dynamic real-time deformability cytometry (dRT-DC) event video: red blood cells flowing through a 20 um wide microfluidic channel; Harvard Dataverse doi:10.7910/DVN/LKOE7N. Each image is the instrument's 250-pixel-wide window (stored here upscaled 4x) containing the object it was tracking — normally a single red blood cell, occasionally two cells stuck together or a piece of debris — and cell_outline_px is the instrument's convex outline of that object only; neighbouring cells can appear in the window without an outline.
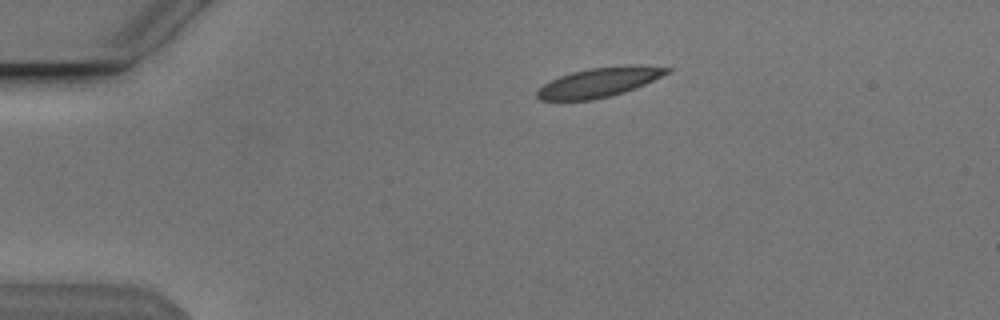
{"species": "Egyptian fruit bat (a non-hibernating species)", "species_latin": "Rousettus aegyptiacus", "temperature_condition": "cold", "stored_images_in_passage": 26, "camera_frame_rate_fps": 3000, "um_per_image_px": 0.085, "animal": {"sex": "male"}, "frame": {"image": 1, "passage_image": 2, "time_ms": 0.333, "image_size_px": [1000, 320], "cell_outline_px": [[672, 68], [668, 72], [644, 84], [624, 92], [612, 96], [592, 100], [540, 100], [536, 96], [536, 92], [544, 84], [560, 76], [572, 72], [588, 68], [624, 64], [644, 64]], "centroid_in_image_um": [50.95, 6.97], "position_along_channel_um": 34.0, "area_um2": 22.37}}
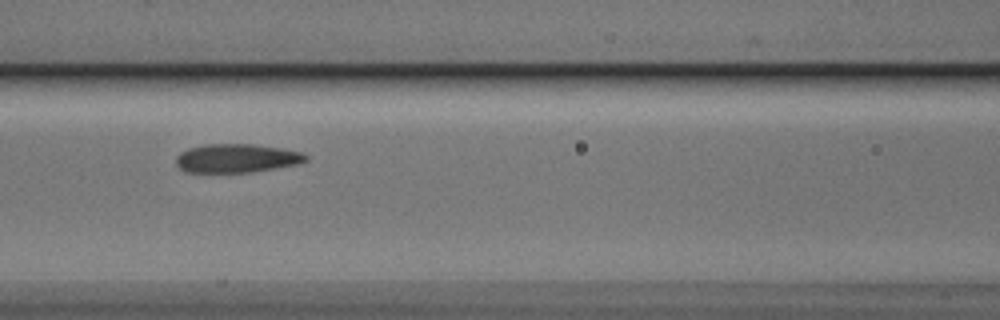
{"frame": {"image": 2, "passage_image": 15, "time_ms": 4.667, "image_size_px": [1000, 320], "cell_outline_px": [[308, 160], [296, 164], [276, 168], [252, 172], [184, 172], [176, 164], [176, 156], [180, 152], [188, 148], [204, 144], [252, 144], [280, 148], [304, 152], [308, 156]], "centroid_in_image_um": [20.1, 13.45], "position_along_channel_um": 146.5, "area_um2": 21.79}}